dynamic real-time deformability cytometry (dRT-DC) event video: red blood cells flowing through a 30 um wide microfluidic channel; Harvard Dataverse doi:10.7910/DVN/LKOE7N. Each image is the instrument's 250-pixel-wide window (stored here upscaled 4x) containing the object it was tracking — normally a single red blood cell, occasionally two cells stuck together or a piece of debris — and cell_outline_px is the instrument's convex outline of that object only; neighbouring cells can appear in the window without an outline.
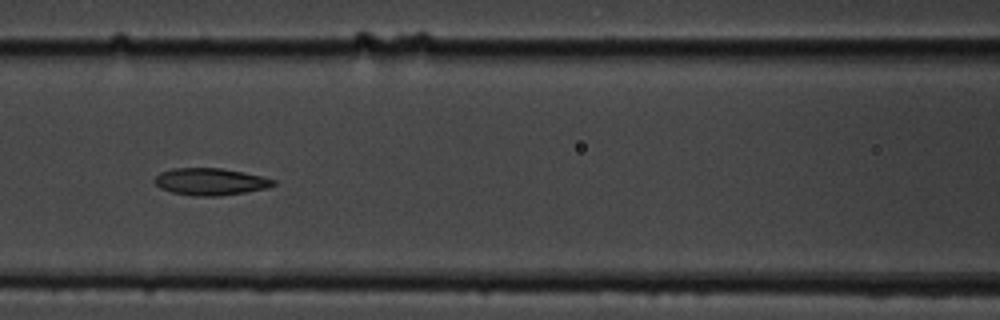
{"species": "common noctule bat (a hibernating species)", "species_latin": "Nyctalus noctula", "temperature_condition": "cold", "stored_images_in_passage": 11, "camera_frame_rate_fps": 3000, "um_per_image_px": 0.085, "animal": {"sex": "male", "body_mass_g": 19.5, "forearm_length_mm": 54.6}, "frame": {"image": 1, "passage_image": 7, "time_ms": 7.667, "image_size_px": [1000, 320], "cell_outline_px": [[276, 184], [268, 188], [220, 196], [192, 196], [172, 192], [160, 188], [152, 180], [160, 172], [172, 168], [220, 168], [244, 172], [276, 180]], "centroid_in_image_um": [17.86, 15.44], "position_along_channel_um": 148.7, "area_um2": 18.79}}
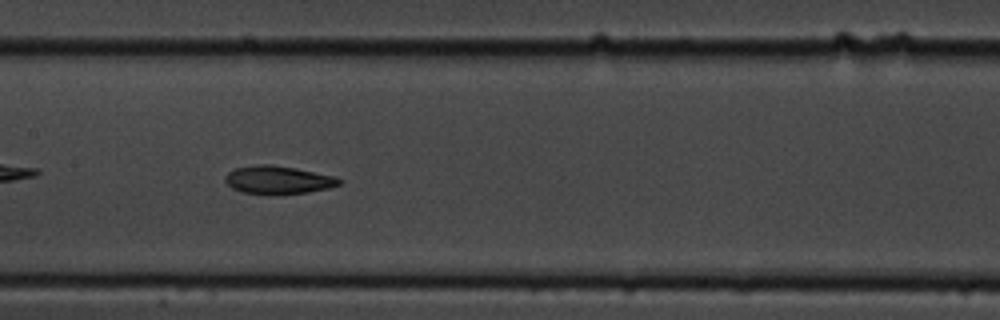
{"frame": {"image": 2, "passage_image": 8, "time_ms": 8.667, "image_size_px": [1000, 320], "cell_outline_px": [[344, 180], [340, 184], [328, 188], [308, 192], [240, 192], [232, 188], [224, 180], [224, 176], [228, 172], [236, 168], [256, 164], [272, 164], [296, 168], [336, 176]], "centroid_in_image_um": [23.66, 15.24], "position_along_channel_um": 183.7, "area_um2": 18.21}}
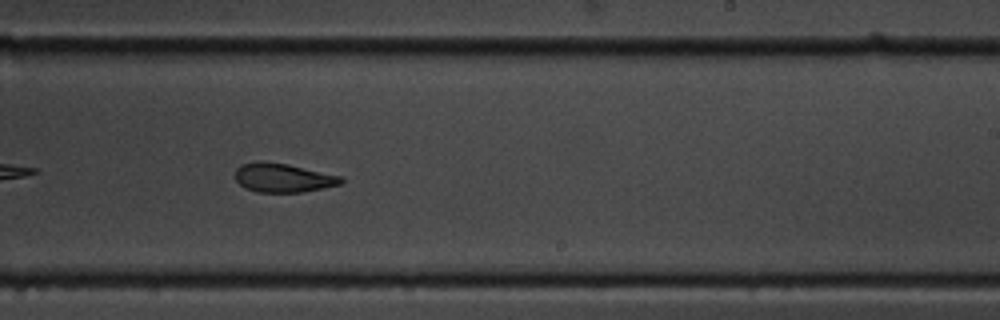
{"frame": {"image": 3, "passage_image": 10, "time_ms": 11.0, "image_size_px": [1000, 320], "cell_outline_px": [[344, 180], [340, 184], [324, 188], [304, 192], [256, 192], [244, 188], [236, 180], [236, 168], [240, 164], [288, 164], [340, 176]], "centroid_in_image_um": [24.09, 15.16], "position_along_channel_um": 264.9, "area_um2": 17.22}}